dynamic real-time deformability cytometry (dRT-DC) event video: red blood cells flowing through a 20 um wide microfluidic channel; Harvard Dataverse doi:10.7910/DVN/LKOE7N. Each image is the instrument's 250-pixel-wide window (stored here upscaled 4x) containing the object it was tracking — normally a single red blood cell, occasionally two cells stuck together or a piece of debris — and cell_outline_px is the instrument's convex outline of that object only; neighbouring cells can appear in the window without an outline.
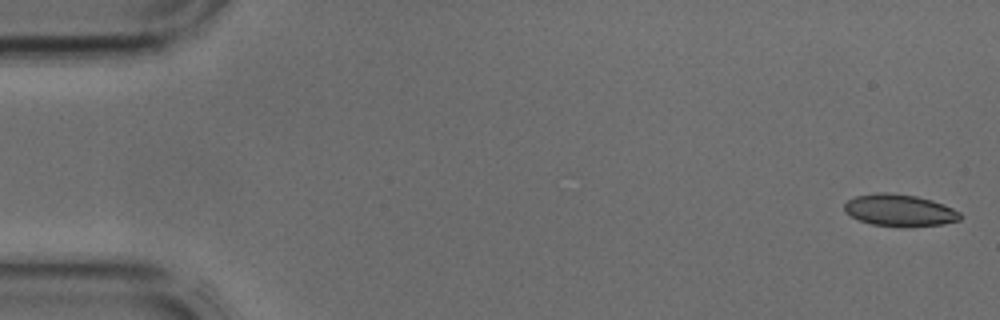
{"species": "common noctule bat (a hibernating species)", "species_latin": "Nyctalus noctula", "temperature_condition": "cold", "stored_images_in_passage": 42, "camera_frame_rate_fps": 3000, "um_per_image_px": 0.085, "animal": {"sex": "male", "body_mass_g": 17.9, "forearm_length_mm": 54.2}, "frame": {"image": 1, "passage_image": 1, "time_ms": 0.0, "image_size_px": [1000, 320], "cell_outline_px": [[960, 220], [944, 224], [912, 228], [872, 224], [860, 220], [844, 212], [844, 204], [848, 200], [856, 196], [876, 192], [884, 192], [916, 196], [932, 200], [944, 204], [960, 212]], "centroid_in_image_um": [76.48, 17.89], "position_along_channel_um": 8.5, "area_um2": 21.73}}
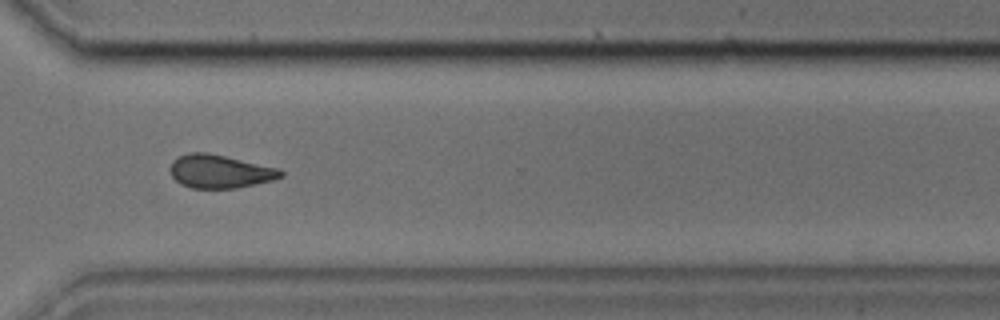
{"frame": {"image": 2, "passage_image": 31, "time_ms": 10.0, "image_size_px": [1000, 320], "cell_outline_px": [[284, 176], [272, 180], [256, 184], [236, 188], [192, 188], [180, 184], [172, 176], [168, 168], [172, 160], [176, 156], [188, 152], [208, 152], [280, 168], [284, 172]], "centroid_in_image_um": [18.67, 14.55], "position_along_channel_um": 351.9, "area_um2": 21.85}}
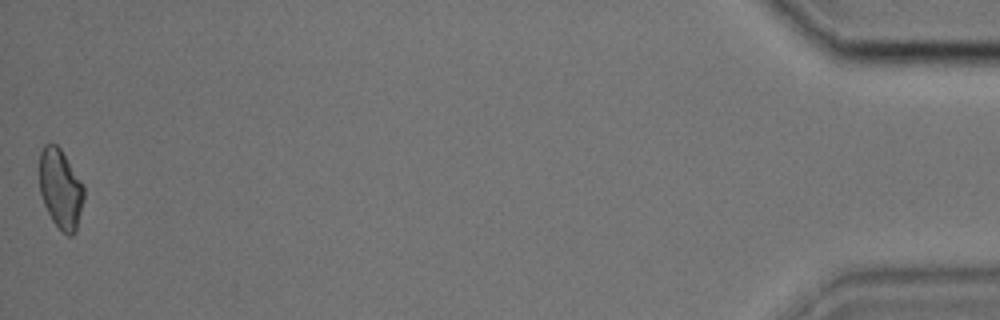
{"frame": {"image": 3, "passage_image": 42, "time_ms": 13.667, "image_size_px": [1000, 320], "cell_outline_px": [[84, 200], [76, 232], [72, 236], [68, 236], [52, 220], [44, 204], [40, 192], [40, 152], [44, 144], [56, 144], [60, 148], [84, 184]], "centroid_in_image_um": [5.17, 16.05], "position_along_channel_um": 430.0, "area_um2": 20.63}}